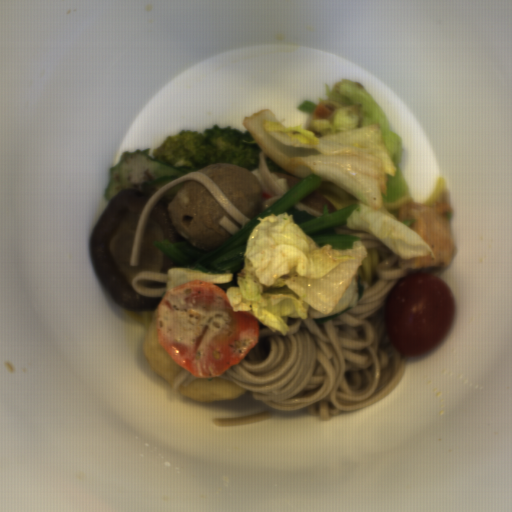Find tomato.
Listing matches in <instances>:
<instances>
[{
    "label": "tomato",
    "mask_w": 512,
    "mask_h": 512,
    "mask_svg": "<svg viewBox=\"0 0 512 512\" xmlns=\"http://www.w3.org/2000/svg\"><path fill=\"white\" fill-rule=\"evenodd\" d=\"M455 312L454 294L447 282L427 272L410 273L387 298L384 331L402 357L423 355L447 336Z\"/></svg>",
    "instance_id": "tomato-1"
}]
</instances>
